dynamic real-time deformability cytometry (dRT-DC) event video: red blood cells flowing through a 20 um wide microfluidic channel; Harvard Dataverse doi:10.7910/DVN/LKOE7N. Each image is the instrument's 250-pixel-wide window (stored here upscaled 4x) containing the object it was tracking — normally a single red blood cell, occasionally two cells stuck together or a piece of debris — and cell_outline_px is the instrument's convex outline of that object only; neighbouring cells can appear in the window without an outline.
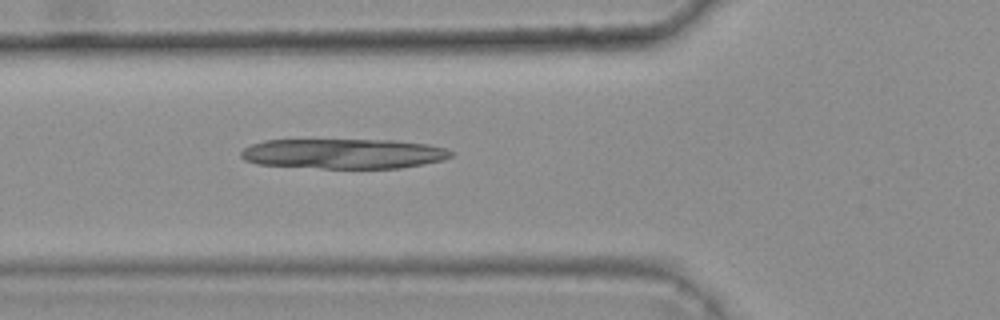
{"species": "common noctule bat (a hibernating species)", "species_latin": "Nyctalus noctula", "temperature_condition": "warm", "stored_images_in_passage": 6, "camera_frame_rate_fps": 3000, "um_per_image_px": 0.085, "animal": {"sex": "female", "body_mass_g": 25.1}, "frame": {"image": 1, "passage_image": 6, "time_ms": 1.667, "image_size_px": [1000, 320], "cell_outline_px": [[452, 156], [444, 160], [424, 164], [400, 168], [320, 168], [256, 164], [244, 160], [240, 156], [240, 152], [244, 148], [252, 144], [264, 140], [396, 140], [428, 144], [448, 148], [452, 152]], "centroid_in_image_um": [29.22, 13.06], "position_along_channel_um": 96.6, "area_um2": 36.93}}